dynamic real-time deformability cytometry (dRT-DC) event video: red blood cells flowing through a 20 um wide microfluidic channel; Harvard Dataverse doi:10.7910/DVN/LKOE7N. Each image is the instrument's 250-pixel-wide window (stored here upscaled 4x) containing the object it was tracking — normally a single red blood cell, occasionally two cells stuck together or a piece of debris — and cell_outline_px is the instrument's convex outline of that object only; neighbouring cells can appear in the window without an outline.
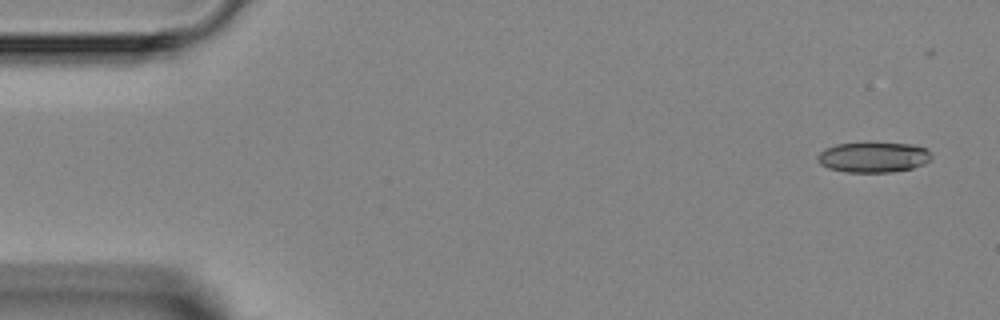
{"species": "Egyptian fruit bat (a non-hibernating species)", "species_latin": "Rousettus aegyptiacus", "temperature_condition": "room temperature", "stored_images_in_passage": 6, "camera_frame_rate_fps": 3000, "um_per_image_px": 0.085, "animal": {"sex": "female"}, "frame": {"image": 1, "passage_image": 1, "time_ms": 0.0, "image_size_px": [1000, 320], "cell_outline_px": [[932, 156], [924, 164], [912, 168], [892, 172], [844, 172], [828, 168], [820, 164], [816, 160], [816, 156], [824, 148], [836, 144], [864, 140], [872, 140], [912, 144], [924, 148]], "centroid_in_image_um": [74.17, 13.31], "position_along_channel_um": 10.8, "area_um2": 21.04}}
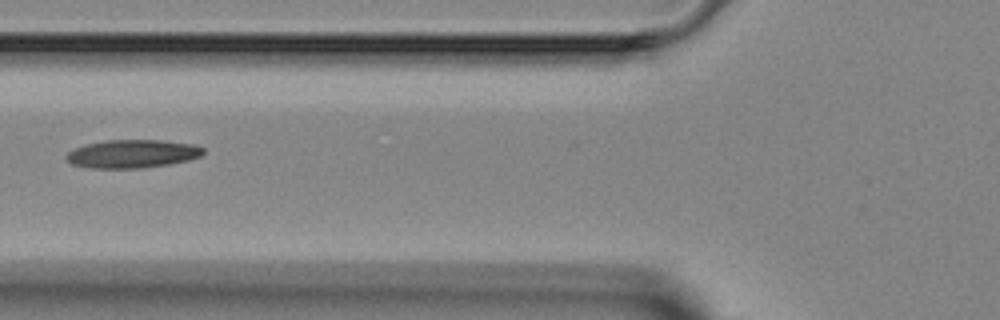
{"frame": {"image": 2, "passage_image": 5, "time_ms": 5.333, "image_size_px": [1000, 320], "cell_outline_px": [[204, 152], [200, 156], [188, 160], [168, 164], [144, 168], [88, 168], [72, 164], [64, 156], [68, 152], [76, 148], [88, 144], [104, 140], [164, 140], [192, 144], [204, 148]], "centroid_in_image_um": [11.25, 13.07], "position_along_channel_um": 114.6, "area_um2": 22.48}}
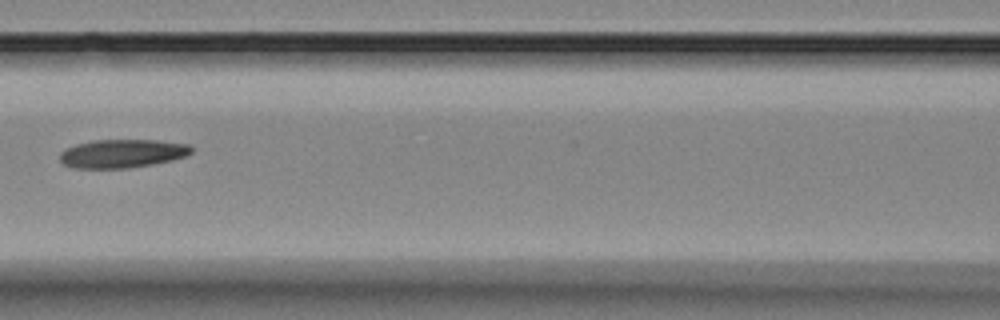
{"frame": {"image": 3, "passage_image": 6, "time_ms": 6.333, "image_size_px": [1000, 320], "cell_outline_px": [[192, 152], [188, 156], [172, 160], [152, 164], [128, 168], [72, 168], [64, 164], [60, 160], [60, 152], [64, 148], [76, 144], [92, 140], [160, 140], [188, 144], [192, 148]], "centroid_in_image_um": [10.39, 13.04], "position_along_channel_um": 156.2, "area_um2": 22.02}}